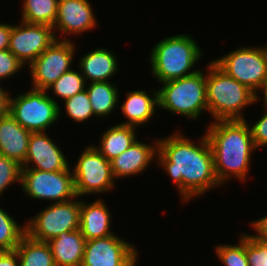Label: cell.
I'll return each mask as SVG.
<instances>
[{"instance_id": "30", "label": "cell", "mask_w": 267, "mask_h": 266, "mask_svg": "<svg viewBox=\"0 0 267 266\" xmlns=\"http://www.w3.org/2000/svg\"><path fill=\"white\" fill-rule=\"evenodd\" d=\"M22 167L16 161L0 155V198L7 188L12 184L21 185Z\"/></svg>"}, {"instance_id": "1", "label": "cell", "mask_w": 267, "mask_h": 266, "mask_svg": "<svg viewBox=\"0 0 267 266\" xmlns=\"http://www.w3.org/2000/svg\"><path fill=\"white\" fill-rule=\"evenodd\" d=\"M196 141L176 130L158 139L156 163L172 180L183 205L222 186L215 175L213 153L205 132Z\"/></svg>"}, {"instance_id": "13", "label": "cell", "mask_w": 267, "mask_h": 266, "mask_svg": "<svg viewBox=\"0 0 267 266\" xmlns=\"http://www.w3.org/2000/svg\"><path fill=\"white\" fill-rule=\"evenodd\" d=\"M18 24H12L8 50L25 66H29L56 40V36L53 26L21 20Z\"/></svg>"}, {"instance_id": "25", "label": "cell", "mask_w": 267, "mask_h": 266, "mask_svg": "<svg viewBox=\"0 0 267 266\" xmlns=\"http://www.w3.org/2000/svg\"><path fill=\"white\" fill-rule=\"evenodd\" d=\"M21 21L53 26L57 17L58 0H22Z\"/></svg>"}, {"instance_id": "38", "label": "cell", "mask_w": 267, "mask_h": 266, "mask_svg": "<svg viewBox=\"0 0 267 266\" xmlns=\"http://www.w3.org/2000/svg\"><path fill=\"white\" fill-rule=\"evenodd\" d=\"M258 92H263V93H261V95L263 94V98L260 97V93H257L256 94V102H258V101H260V99H262L263 103L267 104V74L265 76L264 83Z\"/></svg>"}, {"instance_id": "35", "label": "cell", "mask_w": 267, "mask_h": 266, "mask_svg": "<svg viewBox=\"0 0 267 266\" xmlns=\"http://www.w3.org/2000/svg\"><path fill=\"white\" fill-rule=\"evenodd\" d=\"M0 266H20L17 251H0Z\"/></svg>"}, {"instance_id": "15", "label": "cell", "mask_w": 267, "mask_h": 266, "mask_svg": "<svg viewBox=\"0 0 267 266\" xmlns=\"http://www.w3.org/2000/svg\"><path fill=\"white\" fill-rule=\"evenodd\" d=\"M61 147L52 140L47 132L31 133L28 142V152L22 169L57 172L72 170L67 156ZM32 164V165H31Z\"/></svg>"}, {"instance_id": "17", "label": "cell", "mask_w": 267, "mask_h": 266, "mask_svg": "<svg viewBox=\"0 0 267 266\" xmlns=\"http://www.w3.org/2000/svg\"><path fill=\"white\" fill-rule=\"evenodd\" d=\"M111 215L106 203L100 197L92 203L80 200L79 229L86 241L114 234L111 230Z\"/></svg>"}, {"instance_id": "34", "label": "cell", "mask_w": 267, "mask_h": 266, "mask_svg": "<svg viewBox=\"0 0 267 266\" xmlns=\"http://www.w3.org/2000/svg\"><path fill=\"white\" fill-rule=\"evenodd\" d=\"M249 223L251 224L250 227L252 226L251 229L255 230L254 232L256 233H250L248 235L256 240L267 242V215Z\"/></svg>"}, {"instance_id": "36", "label": "cell", "mask_w": 267, "mask_h": 266, "mask_svg": "<svg viewBox=\"0 0 267 266\" xmlns=\"http://www.w3.org/2000/svg\"><path fill=\"white\" fill-rule=\"evenodd\" d=\"M12 24L0 23V51L8 49Z\"/></svg>"}, {"instance_id": "7", "label": "cell", "mask_w": 267, "mask_h": 266, "mask_svg": "<svg viewBox=\"0 0 267 266\" xmlns=\"http://www.w3.org/2000/svg\"><path fill=\"white\" fill-rule=\"evenodd\" d=\"M212 61L227 75L257 94L267 74V44L261 47L241 46Z\"/></svg>"}, {"instance_id": "16", "label": "cell", "mask_w": 267, "mask_h": 266, "mask_svg": "<svg viewBox=\"0 0 267 266\" xmlns=\"http://www.w3.org/2000/svg\"><path fill=\"white\" fill-rule=\"evenodd\" d=\"M152 143L136 140L128 149L111 160L112 174L115 180L144 173L155 162L158 151V138ZM151 144V145H150ZM117 178V179H116Z\"/></svg>"}, {"instance_id": "31", "label": "cell", "mask_w": 267, "mask_h": 266, "mask_svg": "<svg viewBox=\"0 0 267 266\" xmlns=\"http://www.w3.org/2000/svg\"><path fill=\"white\" fill-rule=\"evenodd\" d=\"M246 256L249 266H267V242L256 240L246 233Z\"/></svg>"}, {"instance_id": "6", "label": "cell", "mask_w": 267, "mask_h": 266, "mask_svg": "<svg viewBox=\"0 0 267 266\" xmlns=\"http://www.w3.org/2000/svg\"><path fill=\"white\" fill-rule=\"evenodd\" d=\"M46 90L35 89L9 97V113L25 129L31 133L48 132L62 114V104L54 101Z\"/></svg>"}, {"instance_id": "5", "label": "cell", "mask_w": 267, "mask_h": 266, "mask_svg": "<svg viewBox=\"0 0 267 266\" xmlns=\"http://www.w3.org/2000/svg\"><path fill=\"white\" fill-rule=\"evenodd\" d=\"M158 88L159 108L192 121L208 113L206 100V72L161 83Z\"/></svg>"}, {"instance_id": "28", "label": "cell", "mask_w": 267, "mask_h": 266, "mask_svg": "<svg viewBox=\"0 0 267 266\" xmlns=\"http://www.w3.org/2000/svg\"><path fill=\"white\" fill-rule=\"evenodd\" d=\"M238 243L219 244L215 249L216 258L223 266H249L246 256V232H243Z\"/></svg>"}, {"instance_id": "11", "label": "cell", "mask_w": 267, "mask_h": 266, "mask_svg": "<svg viewBox=\"0 0 267 266\" xmlns=\"http://www.w3.org/2000/svg\"><path fill=\"white\" fill-rule=\"evenodd\" d=\"M72 40L56 39L28 67L31 87L46 90L61 75L70 71L76 56V46Z\"/></svg>"}, {"instance_id": "4", "label": "cell", "mask_w": 267, "mask_h": 266, "mask_svg": "<svg viewBox=\"0 0 267 266\" xmlns=\"http://www.w3.org/2000/svg\"><path fill=\"white\" fill-rule=\"evenodd\" d=\"M198 45L191 34H175L163 38L152 47L149 54L150 72L160 82L159 85L199 71L193 69L204 54Z\"/></svg>"}, {"instance_id": "26", "label": "cell", "mask_w": 267, "mask_h": 266, "mask_svg": "<svg viewBox=\"0 0 267 266\" xmlns=\"http://www.w3.org/2000/svg\"><path fill=\"white\" fill-rule=\"evenodd\" d=\"M86 81L83 75L81 74L80 69L70 71L61 75L53 84H51L47 89V93H53V97L50 96L54 101V98H60L61 102L78 94L79 92L86 89Z\"/></svg>"}, {"instance_id": "8", "label": "cell", "mask_w": 267, "mask_h": 266, "mask_svg": "<svg viewBox=\"0 0 267 266\" xmlns=\"http://www.w3.org/2000/svg\"><path fill=\"white\" fill-rule=\"evenodd\" d=\"M72 167L76 196L106 194L114 190L111 163L92 144L84 148Z\"/></svg>"}, {"instance_id": "3", "label": "cell", "mask_w": 267, "mask_h": 266, "mask_svg": "<svg viewBox=\"0 0 267 266\" xmlns=\"http://www.w3.org/2000/svg\"><path fill=\"white\" fill-rule=\"evenodd\" d=\"M206 100L212 121L247 120L246 107L256 102V94L227 75L213 61L207 62Z\"/></svg>"}, {"instance_id": "14", "label": "cell", "mask_w": 267, "mask_h": 266, "mask_svg": "<svg viewBox=\"0 0 267 266\" xmlns=\"http://www.w3.org/2000/svg\"><path fill=\"white\" fill-rule=\"evenodd\" d=\"M89 0H58L57 17L53 25L56 39L90 32L97 27V18ZM56 32V33H55ZM57 32L61 34L58 37Z\"/></svg>"}, {"instance_id": "19", "label": "cell", "mask_w": 267, "mask_h": 266, "mask_svg": "<svg viewBox=\"0 0 267 266\" xmlns=\"http://www.w3.org/2000/svg\"><path fill=\"white\" fill-rule=\"evenodd\" d=\"M78 58L80 59L77 68L80 69L86 83L111 81L119 72V58L107 48L97 47Z\"/></svg>"}, {"instance_id": "33", "label": "cell", "mask_w": 267, "mask_h": 266, "mask_svg": "<svg viewBox=\"0 0 267 266\" xmlns=\"http://www.w3.org/2000/svg\"><path fill=\"white\" fill-rule=\"evenodd\" d=\"M262 105H264L263 116L261 115L255 123H249L253 142L257 150L267 145V104Z\"/></svg>"}, {"instance_id": "20", "label": "cell", "mask_w": 267, "mask_h": 266, "mask_svg": "<svg viewBox=\"0 0 267 266\" xmlns=\"http://www.w3.org/2000/svg\"><path fill=\"white\" fill-rule=\"evenodd\" d=\"M31 132L23 128L8 112L0 116V155L19 163L25 162Z\"/></svg>"}, {"instance_id": "10", "label": "cell", "mask_w": 267, "mask_h": 266, "mask_svg": "<svg viewBox=\"0 0 267 266\" xmlns=\"http://www.w3.org/2000/svg\"><path fill=\"white\" fill-rule=\"evenodd\" d=\"M20 187L26 197L50 201L52 204L76 197L72 170L49 172L22 169Z\"/></svg>"}, {"instance_id": "22", "label": "cell", "mask_w": 267, "mask_h": 266, "mask_svg": "<svg viewBox=\"0 0 267 266\" xmlns=\"http://www.w3.org/2000/svg\"><path fill=\"white\" fill-rule=\"evenodd\" d=\"M137 127L116 124L101 134L99 145L92 144L108 161L128 149L137 138Z\"/></svg>"}, {"instance_id": "2", "label": "cell", "mask_w": 267, "mask_h": 266, "mask_svg": "<svg viewBox=\"0 0 267 266\" xmlns=\"http://www.w3.org/2000/svg\"><path fill=\"white\" fill-rule=\"evenodd\" d=\"M205 134L213 153L215 175L221 185L236 178L246 182L251 157L256 152L246 120L211 121Z\"/></svg>"}, {"instance_id": "23", "label": "cell", "mask_w": 267, "mask_h": 266, "mask_svg": "<svg viewBox=\"0 0 267 266\" xmlns=\"http://www.w3.org/2000/svg\"><path fill=\"white\" fill-rule=\"evenodd\" d=\"M113 80L104 82H92L86 84V91L91 103L95 118H107L112 115L120 101V93L117 82ZM117 84V85H116ZM116 85V86H115ZM107 116V117H106Z\"/></svg>"}, {"instance_id": "21", "label": "cell", "mask_w": 267, "mask_h": 266, "mask_svg": "<svg viewBox=\"0 0 267 266\" xmlns=\"http://www.w3.org/2000/svg\"><path fill=\"white\" fill-rule=\"evenodd\" d=\"M55 266H81L86 239L81 230L62 232L48 241Z\"/></svg>"}, {"instance_id": "18", "label": "cell", "mask_w": 267, "mask_h": 266, "mask_svg": "<svg viewBox=\"0 0 267 266\" xmlns=\"http://www.w3.org/2000/svg\"><path fill=\"white\" fill-rule=\"evenodd\" d=\"M147 92L151 91L138 89L127 92L124 102L118 107L127 121L119 123L120 125L139 128L143 124L145 126L155 116L156 109H159L158 88L151 94Z\"/></svg>"}, {"instance_id": "9", "label": "cell", "mask_w": 267, "mask_h": 266, "mask_svg": "<svg viewBox=\"0 0 267 266\" xmlns=\"http://www.w3.org/2000/svg\"><path fill=\"white\" fill-rule=\"evenodd\" d=\"M26 223V234L37 241L48 242L62 232L79 229L80 199L75 198L49 206L38 211Z\"/></svg>"}, {"instance_id": "29", "label": "cell", "mask_w": 267, "mask_h": 266, "mask_svg": "<svg viewBox=\"0 0 267 266\" xmlns=\"http://www.w3.org/2000/svg\"><path fill=\"white\" fill-rule=\"evenodd\" d=\"M64 102V112L67 118L73 120L75 123H84L91 117H95L89 101L86 89L66 99Z\"/></svg>"}, {"instance_id": "32", "label": "cell", "mask_w": 267, "mask_h": 266, "mask_svg": "<svg viewBox=\"0 0 267 266\" xmlns=\"http://www.w3.org/2000/svg\"><path fill=\"white\" fill-rule=\"evenodd\" d=\"M24 66L8 49L0 51V81L14 77Z\"/></svg>"}, {"instance_id": "37", "label": "cell", "mask_w": 267, "mask_h": 266, "mask_svg": "<svg viewBox=\"0 0 267 266\" xmlns=\"http://www.w3.org/2000/svg\"><path fill=\"white\" fill-rule=\"evenodd\" d=\"M0 84V116H3L9 112V97L11 91L4 89L1 82Z\"/></svg>"}, {"instance_id": "12", "label": "cell", "mask_w": 267, "mask_h": 266, "mask_svg": "<svg viewBox=\"0 0 267 266\" xmlns=\"http://www.w3.org/2000/svg\"><path fill=\"white\" fill-rule=\"evenodd\" d=\"M139 253L116 234L86 241L81 266H138Z\"/></svg>"}, {"instance_id": "27", "label": "cell", "mask_w": 267, "mask_h": 266, "mask_svg": "<svg viewBox=\"0 0 267 266\" xmlns=\"http://www.w3.org/2000/svg\"><path fill=\"white\" fill-rule=\"evenodd\" d=\"M25 234L26 223L18 224L11 214L0 207V251L15 250Z\"/></svg>"}, {"instance_id": "24", "label": "cell", "mask_w": 267, "mask_h": 266, "mask_svg": "<svg viewBox=\"0 0 267 266\" xmlns=\"http://www.w3.org/2000/svg\"><path fill=\"white\" fill-rule=\"evenodd\" d=\"M15 250L20 266H55L48 242L34 240L25 234Z\"/></svg>"}]
</instances>
